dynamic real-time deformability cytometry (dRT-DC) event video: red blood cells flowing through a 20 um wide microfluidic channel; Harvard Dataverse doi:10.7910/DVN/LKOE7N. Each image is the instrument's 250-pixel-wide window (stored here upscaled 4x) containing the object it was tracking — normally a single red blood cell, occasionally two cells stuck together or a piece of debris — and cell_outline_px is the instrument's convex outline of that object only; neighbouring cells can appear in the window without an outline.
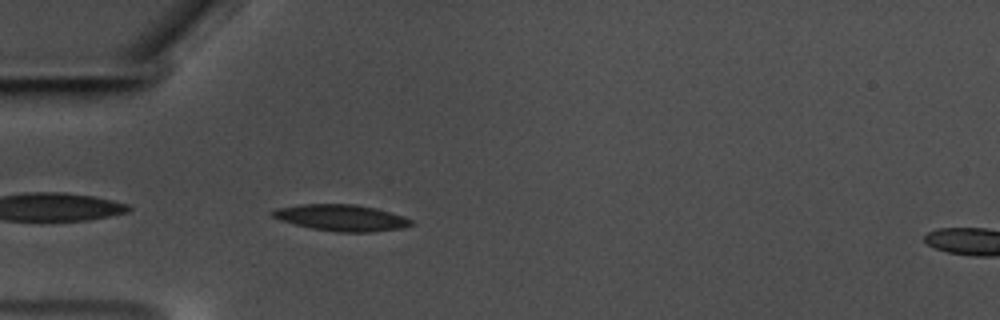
{"species": "common noctule bat (a hibernating species)", "species_latin": "Nyctalus noctula", "temperature_condition": "warm", "stored_images_in_passage": 42, "camera_frame_rate_fps": 3000, "um_per_image_px": 0.085, "animal": {"sex": "male", "body_mass_g": 17.5, "forearm_length_mm": 52.3}, "frame": {"image": 1, "passage_image": 2, "time_ms": 0.333, "image_size_px": [1000, 320], "cell_outline_px": [[412, 224], [400, 228], [368, 232], [340, 232], [312, 228], [280, 220], [272, 216], [268, 212], [276, 208], [300, 204], [356, 204], [376, 208], [404, 216], [412, 220]], "centroid_in_image_um": [28.98, 18.49], "position_along_channel_um": 56.0, "area_um2": 21.15}}
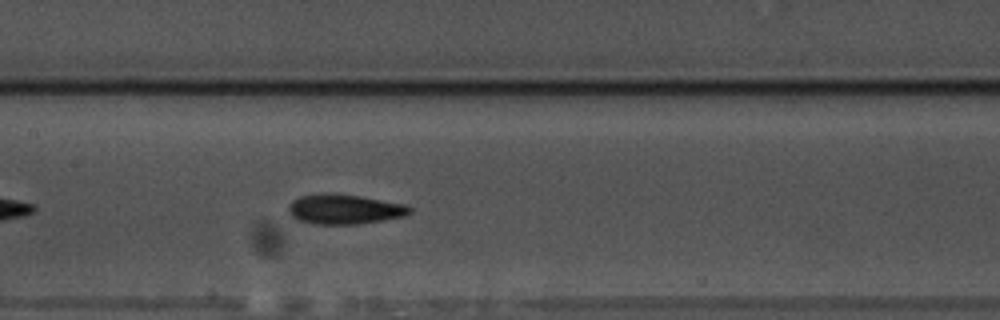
{"frame": {"image": 2, "passage_image": 13, "time_ms": 4.0, "image_size_px": [1000, 320], "cell_outline_px": [[412, 212], [404, 216], [384, 220], [356, 224], [312, 224], [296, 220], [288, 212], [288, 204], [292, 200], [300, 196], [320, 192], [332, 192], [360, 196], [404, 204], [412, 208]], "centroid_in_image_um": [29.22, 17.77], "position_along_channel_um": 178.2, "area_um2": 21.44}}
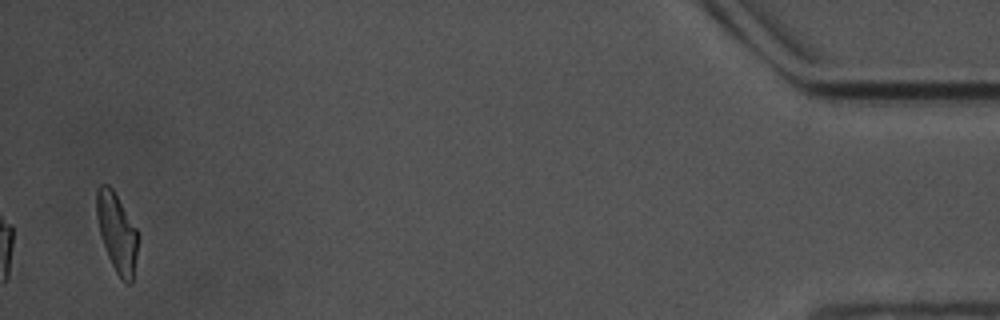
{"frame": {"image": 3, "passage_image": 41, "time_ms": 13.333, "image_size_px": [1000, 320], "cell_outline_px": [[140, 232], [132, 284], [128, 284], [116, 272], [108, 256], [100, 232], [96, 216], [96, 188], [100, 184], [108, 184], [112, 188]], "centroid_in_image_um": [9.96, 19.73], "position_along_channel_um": 425.2, "area_um2": 19.19}, "authors_computed_cell_mechanics": {"area_um2": 20.0566, "velocity_mm_per_s": 3.5404, "shape_relaxation_time_tau1_ms": 3.5111, "shape_relaxation_time_tau2_ms": 1.4409, "deformation_change_tau1": 0.1494, "deformation_change_tau2": 0.09}}